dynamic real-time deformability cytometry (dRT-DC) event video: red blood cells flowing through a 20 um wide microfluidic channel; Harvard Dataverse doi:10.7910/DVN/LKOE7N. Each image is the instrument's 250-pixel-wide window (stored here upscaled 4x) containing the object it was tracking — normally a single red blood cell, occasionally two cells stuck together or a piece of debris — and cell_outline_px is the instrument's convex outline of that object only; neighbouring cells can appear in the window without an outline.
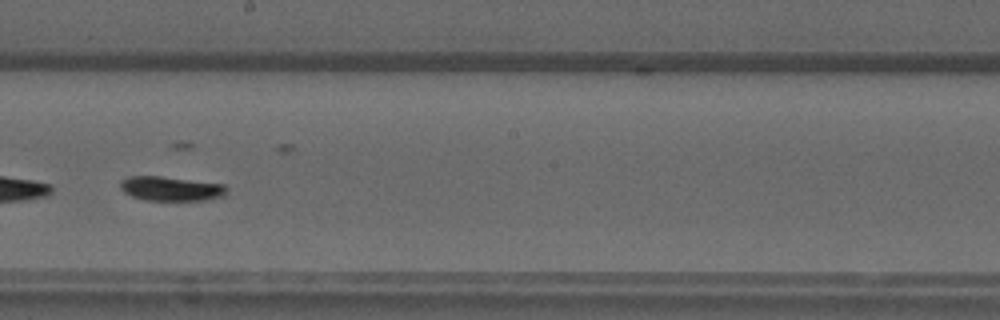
{"species": "common noctule bat (a hibernating species)", "species_latin": "Nyctalus noctula", "temperature_condition": "warm", "stored_images_in_passage": 42, "camera_frame_rate_fps": 3000, "um_per_image_px": 0.085, "animal": {"sex": "male", "forearm_length_mm": 52.5}, "frame": {"image": 1, "passage_image": 19, "time_ms": 6.0, "image_size_px": [1000, 320], "cell_outline_px": [[228, 192], [224, 196], [208, 200], [144, 200], [132, 196], [124, 192], [120, 188], [120, 180], [128, 176], [160, 176], [224, 184], [228, 188]], "centroid_in_image_um": [14.55, 16.03], "position_along_channel_um": 233.7, "area_um2": 15.26}}
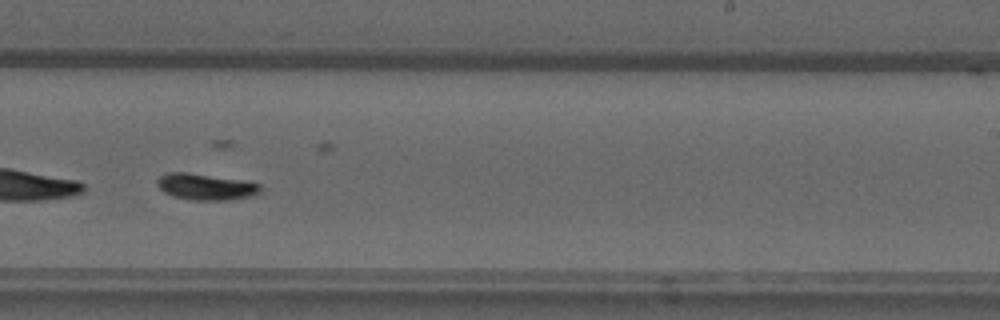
{"frame": {"image": 2, "passage_image": 22, "time_ms": 7.0, "image_size_px": [1000, 320], "cell_outline_px": [[260, 192], [252, 196], [232, 200], [196, 200], [172, 196], [164, 192], [156, 184], [156, 180], [160, 176], [168, 172], [188, 172], [244, 180], [260, 184]], "centroid_in_image_um": [17.49, 15.87], "position_along_channel_um": 271.5, "area_um2": 15.95}}
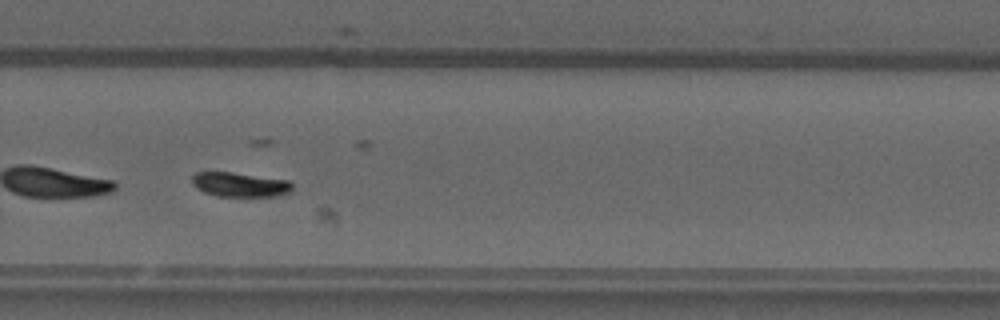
{"frame": {"image": 3, "passage_image": 25, "time_ms": 8.0, "image_size_px": [1000, 320], "cell_outline_px": [[292, 192], [276, 196], [216, 196], [204, 192], [196, 188], [192, 184], [192, 176], [196, 172], [232, 172], [288, 180], [292, 184]], "centroid_in_image_um": [20.39, 15.69], "position_along_channel_um": 309.4, "area_um2": 14.33}, "authors_computed_cell_mechanics": {"area_um2": 15.4037, "velocity_mm_per_s": 3.8011, "shape_relaxation_time_tau1_ms": 2.3458, "shape_relaxation_time_tau2_ms": 4.573, "deformation_change_tau1": 0.1315, "deformation_change_tau2": 0.0394}}